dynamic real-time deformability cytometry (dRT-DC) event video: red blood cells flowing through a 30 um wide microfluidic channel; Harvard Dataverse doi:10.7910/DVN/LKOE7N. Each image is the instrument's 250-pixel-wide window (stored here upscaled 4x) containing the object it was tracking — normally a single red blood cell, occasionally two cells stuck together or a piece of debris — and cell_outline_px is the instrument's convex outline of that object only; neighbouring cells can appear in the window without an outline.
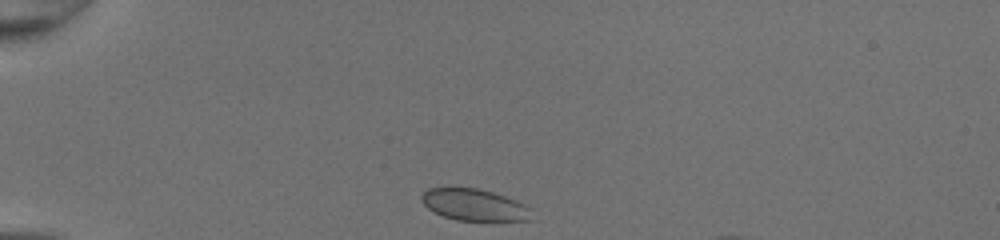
{"species": "common noctule bat (a hibernating species)", "species_latin": "Nyctalus noctula", "temperature_condition": "room temperature", "stored_images_in_passage": 31, "camera_frame_rate_fps": 3000, "um_per_image_px": 0.085, "animal": {"sex": "female", "body_mass_g": 20.0, "forearm_length_mm": 54.0}, "frame": {"image": 1, "passage_image": 1, "time_ms": 0.0, "image_size_px": [1000, 240], "cell_outline_px": [[536, 220], [456, 220], [444, 216], [428, 208], [420, 200], [420, 196], [428, 188], [476, 188], [492, 192], [516, 200], [524, 204], [528, 208]], "centroid_in_image_um": [40.32, 17.41], "position_along_channel_um": 44.7, "area_um2": 20.11}}
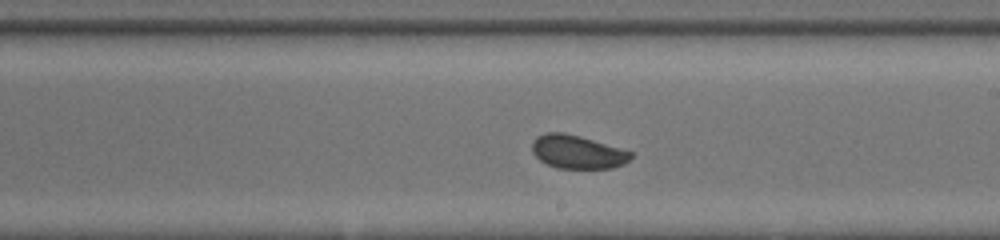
{"frame": {"image": 2, "passage_image": 18, "time_ms": 5.667, "image_size_px": [1000, 240], "cell_outline_px": [[632, 156], [624, 164], [612, 168], [556, 168], [540, 160], [532, 152], [532, 140], [536, 136], [544, 132], [564, 132], [580, 136], [632, 152]], "centroid_in_image_um": [49.04, 12.9], "position_along_channel_um": 240.0, "area_um2": 19.19}}
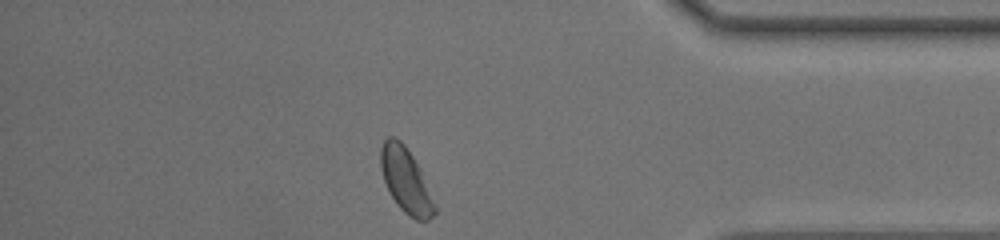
{"frame": {"image": 3, "passage_image": 31, "time_ms": 10.0, "image_size_px": [1000, 240], "cell_outline_px": [[436, 212], [428, 220], [416, 220], [408, 216], [396, 204], [384, 180], [380, 168], [380, 148], [384, 140], [388, 136], [392, 136], [400, 140], [404, 144], [420, 168], [436, 208]], "centroid_in_image_um": [34.47, 15.32], "position_along_channel_um": 400.7, "area_um2": 20.11}, "authors_computed_cell_mechanics": {"area_um2": 19.5364, "velocity_mm_per_s": 4.2221, "shape_relaxation_time_tau1_ms": 9.9017, "shape_relaxation_time_tau2_ms": null, "deformation_change_tau1": 0.1416, "deformation_change_tau2": null}}